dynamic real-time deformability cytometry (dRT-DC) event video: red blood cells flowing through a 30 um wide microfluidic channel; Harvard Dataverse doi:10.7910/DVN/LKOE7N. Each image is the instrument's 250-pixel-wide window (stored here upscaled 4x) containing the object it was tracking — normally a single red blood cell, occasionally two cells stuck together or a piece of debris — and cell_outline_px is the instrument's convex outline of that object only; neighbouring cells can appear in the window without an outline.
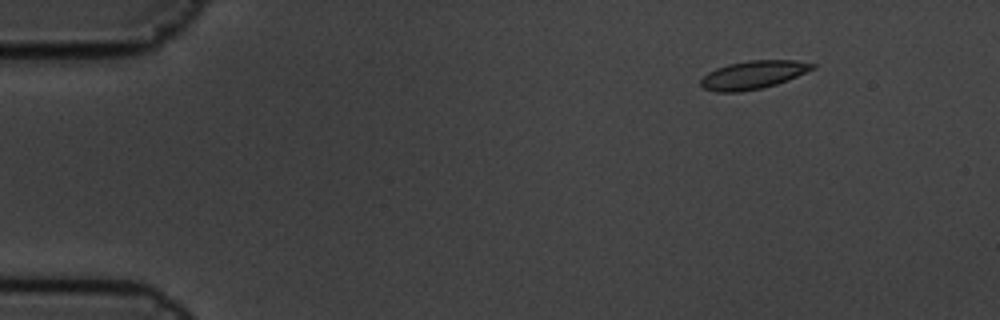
{"species": "common noctule bat (a hibernating species)", "species_latin": "Nyctalus noctula", "temperature_condition": "cold", "stored_images_in_passage": 5, "camera_frame_rate_fps": 3000, "um_per_image_px": 0.085, "animal": {"sex": "male", "body_mass_g": 19.5, "forearm_length_mm": 54.6}, "frame": {"image": 1, "passage_image": 2, "time_ms": 0.333, "image_size_px": [1000, 320], "cell_outline_px": [[816, 68], [788, 80], [776, 84], [760, 88], [740, 92], [716, 92], [704, 88], [700, 84], [700, 80], [708, 72], [716, 68], [728, 64], [748, 60], [796, 60], [816, 64]], "centroid_in_image_um": [64.03, 6.35], "position_along_channel_um": 21.0, "area_um2": 18.38}}
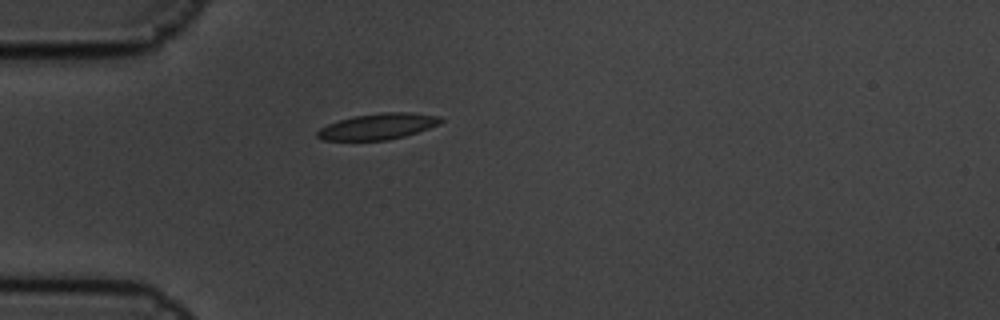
{"frame": {"image": 2, "passage_image": 5, "time_ms": 1.333, "image_size_px": [1000, 320], "cell_outline_px": [[444, 120], [440, 124], [404, 136], [388, 140], [320, 140], [316, 136], [316, 132], [320, 128], [328, 124], [340, 120], [356, 116], [384, 112], [412, 112], [440, 116]], "centroid_in_image_um": [32.13, 10.74], "position_along_channel_um": 52.9, "area_um2": 18.61}}